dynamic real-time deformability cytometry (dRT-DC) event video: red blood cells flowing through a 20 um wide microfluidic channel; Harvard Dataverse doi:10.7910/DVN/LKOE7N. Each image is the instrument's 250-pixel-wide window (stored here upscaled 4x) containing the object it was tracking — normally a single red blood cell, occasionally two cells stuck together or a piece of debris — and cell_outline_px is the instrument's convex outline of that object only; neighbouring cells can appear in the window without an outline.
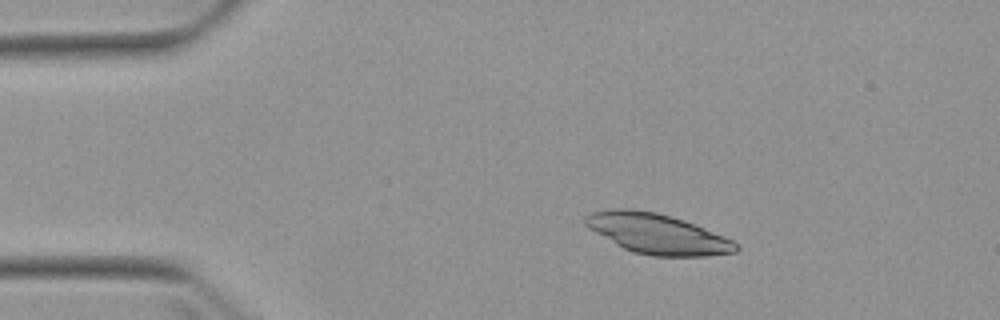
{"species": "Egyptian fruit bat (a non-hibernating species)", "species_latin": "Rousettus aegyptiacus", "temperature_condition": "warm", "stored_images_in_passage": 4, "camera_frame_rate_fps": 3000, "um_per_image_px": 0.085, "animal": {"sex": "female"}, "frame": {"image": 1, "passage_image": 3, "time_ms": 2.333, "image_size_px": [1000, 320], "cell_outline_px": [[740, 248], [736, 252], [708, 256], [652, 256], [632, 252], [616, 244], [588, 228], [584, 224], [584, 216], [592, 212], [612, 208], [632, 208], [656, 212], [672, 216], [696, 224], [724, 236], [732, 240]], "centroid_in_image_um": [55.86, 19.86], "position_along_channel_um": 29.1, "area_um2": 35.37}}